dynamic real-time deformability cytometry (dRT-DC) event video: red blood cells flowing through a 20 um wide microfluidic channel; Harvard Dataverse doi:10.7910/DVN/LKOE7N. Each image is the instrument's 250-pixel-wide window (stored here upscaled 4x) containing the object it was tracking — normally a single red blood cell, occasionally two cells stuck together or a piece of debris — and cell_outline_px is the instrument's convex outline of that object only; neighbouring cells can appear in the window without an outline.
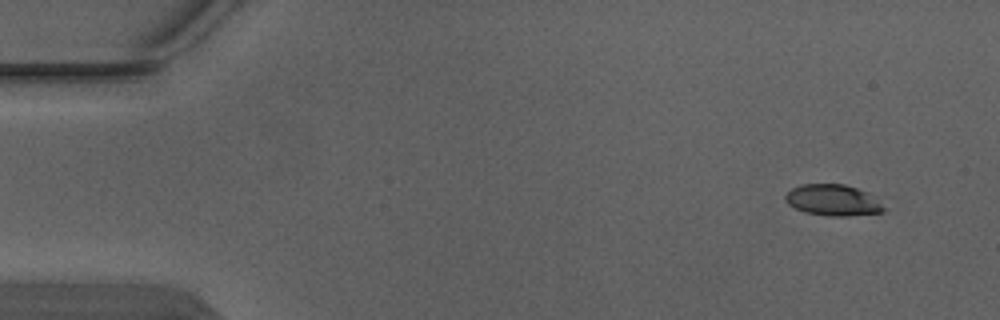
{"species": "Egyptian fruit bat (a non-hibernating species)", "species_latin": "Rousettus aegyptiacus", "temperature_condition": "warm", "stored_images_in_passage": 5, "segment_of_instrument_passage": [1, 2], "camera_frame_rate_fps": 3000, "um_per_image_px": 0.085, "animal": {"sex": "male"}, "frame": {"image": 1, "passage_image": 1, "time_ms": 0.0, "image_size_px": [1000, 320], "cell_outline_px": [[888, 208], [884, 212], [848, 216], [828, 216], [804, 212], [788, 204], [784, 200], [784, 196], [792, 188], [804, 184], [844, 184], [868, 192]], "centroid_in_image_um": [70.83, 17.02], "position_along_channel_um": 14.2, "area_um2": 18.03}}
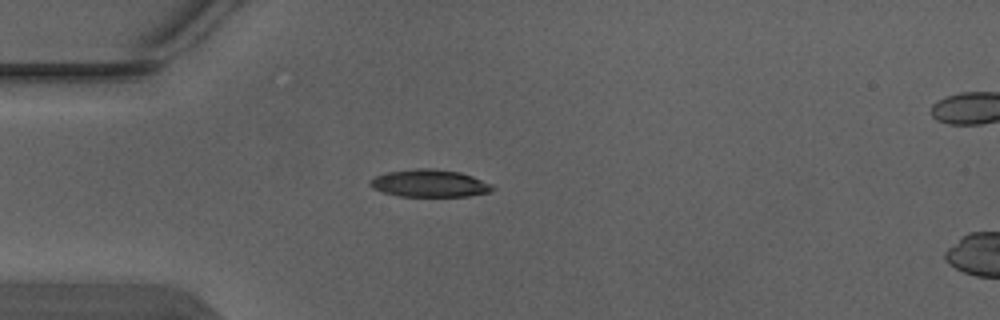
{"frame": {"image": 2, "passage_image": 4, "time_ms": 1.0, "image_size_px": [1000, 320], "cell_outline_px": [[496, 188], [492, 192], [468, 196], [400, 196], [384, 192], [372, 188], [368, 184], [368, 180], [376, 176], [388, 172], [412, 168], [432, 168], [460, 172], [472, 176], [492, 184]], "centroid_in_image_um": [36.52, 15.58], "position_along_channel_um": 48.5, "area_um2": 19.71}}